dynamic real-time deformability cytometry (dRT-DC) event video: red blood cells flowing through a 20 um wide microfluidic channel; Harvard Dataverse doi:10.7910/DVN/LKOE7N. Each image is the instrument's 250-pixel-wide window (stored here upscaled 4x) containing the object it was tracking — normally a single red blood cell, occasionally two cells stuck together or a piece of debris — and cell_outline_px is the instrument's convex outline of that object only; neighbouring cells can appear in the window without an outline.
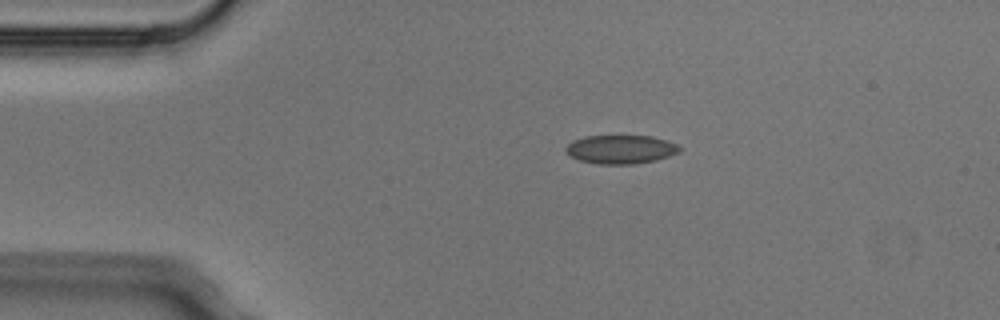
{"species": "Egyptian fruit bat (a non-hibernating species)", "species_latin": "Rousettus aegyptiacus", "temperature_condition": "cold", "stored_images_in_passage": 5, "camera_frame_rate_fps": 3000, "um_per_image_px": 0.085, "animal": {"sex": "male"}, "frame": {"image": 1, "passage_image": 1, "time_ms": 0.0, "image_size_px": [1000, 320], "cell_outline_px": [[680, 152], [656, 160], [632, 164], [596, 164], [580, 160], [572, 156], [564, 148], [572, 140], [584, 136], [652, 136], [676, 144], [680, 148]], "centroid_in_image_um": [52.74, 12.69], "position_along_channel_um": 32.3, "area_um2": 18.84}}
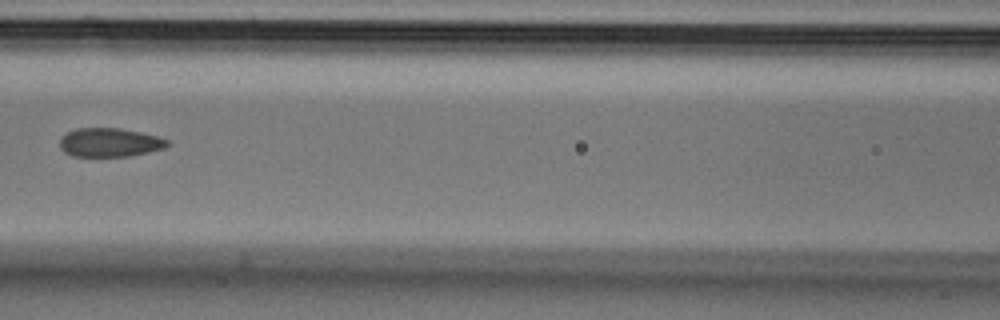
{"frame": {"image": 2, "passage_image": 4, "time_ms": 1.0, "image_size_px": [1000, 320], "cell_outline_px": [[172, 144], [164, 148], [148, 152], [128, 156], [72, 156], [64, 152], [60, 148], [60, 140], [68, 132], [76, 128], [120, 128], [140, 132], [156, 136], [168, 140]], "centroid_in_image_um": [9.33, 12.11], "position_along_channel_um": 157.3, "area_um2": 17.98}}
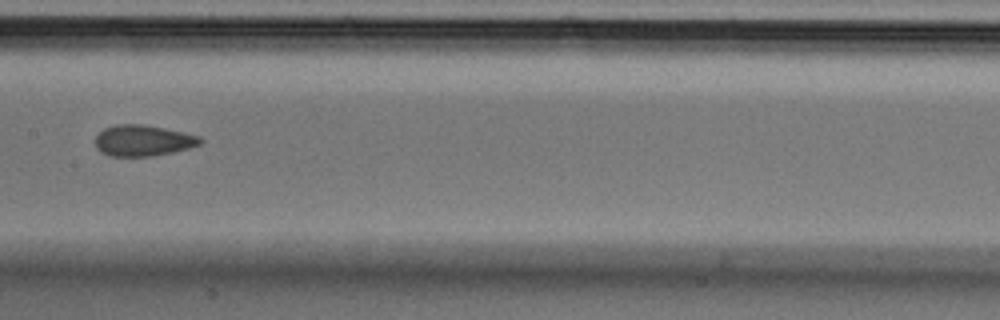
{"frame": {"image": 3, "passage_image": 5, "time_ms": 1.333, "image_size_px": [1000, 320], "cell_outline_px": [[204, 140], [200, 144], [188, 148], [172, 152], [152, 156], [112, 156], [100, 152], [96, 148], [96, 136], [104, 128], [116, 124], [144, 124], [164, 128], [200, 136]], "centroid_in_image_um": [12.15, 11.94], "position_along_channel_um": 195.2, "area_um2": 18.96}}